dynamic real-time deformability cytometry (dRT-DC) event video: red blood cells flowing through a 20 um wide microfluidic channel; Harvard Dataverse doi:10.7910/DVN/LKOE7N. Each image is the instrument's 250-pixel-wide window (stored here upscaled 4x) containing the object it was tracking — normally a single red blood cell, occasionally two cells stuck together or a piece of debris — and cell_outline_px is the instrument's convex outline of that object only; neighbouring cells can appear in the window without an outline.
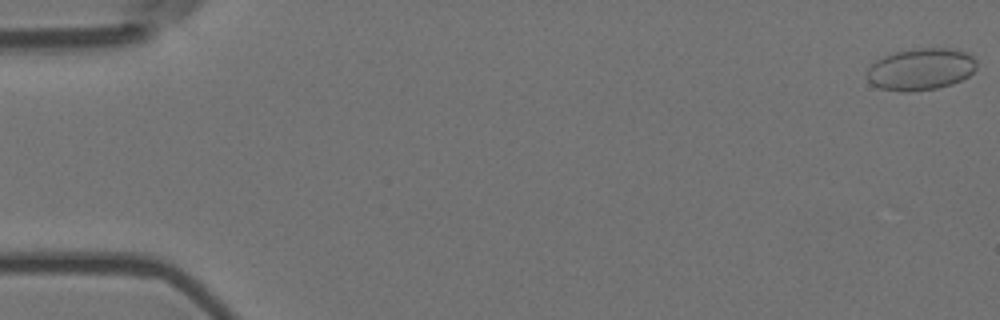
{"species": "Egyptian fruit bat (a non-hibernating species)", "species_latin": "Rousettus aegyptiacus", "temperature_condition": "room temperature", "stored_images_in_passage": 57, "camera_frame_rate_fps": 3000, "um_per_image_px": 0.085, "animal": {"sex": "female"}, "frame": {"image": 1, "passage_image": 1, "time_ms": 0.0, "image_size_px": [1000, 320], "cell_outline_px": [[976, 68], [968, 76], [952, 84], [936, 88], [908, 92], [900, 92], [880, 88], [872, 84], [868, 80], [868, 68], [876, 60], [884, 56], [896, 52], [916, 48], [948, 48], [968, 52], [976, 60]], "centroid_in_image_um": [78.28, 5.88], "position_along_channel_um": 6.7, "area_um2": 26.7}}
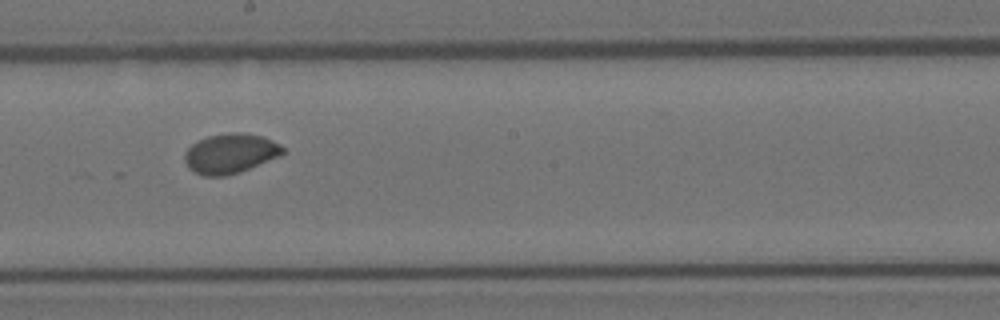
{"frame": {"image": 2, "passage_image": 32, "time_ms": 10.333, "image_size_px": [1000, 320], "cell_outline_px": [[288, 152], [280, 156], [240, 172], [224, 176], [204, 176], [188, 168], [184, 160], [184, 152], [192, 144], [208, 136], [228, 132], [240, 132], [260, 136], [272, 140], [280, 144]], "centroid_in_image_um": [19.59, 13.05], "position_along_channel_um": 228.6, "area_um2": 22.83}}
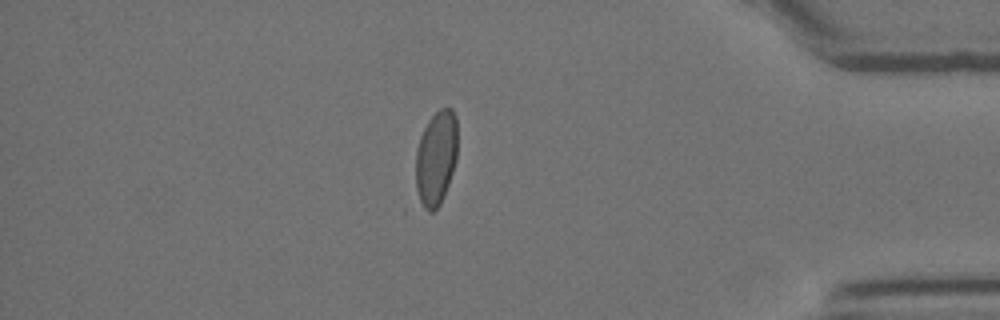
{"frame": {"image": 3, "passage_image": 49, "time_ms": 16.0, "image_size_px": [1000, 320], "cell_outline_px": [[456, 160], [444, 196], [440, 204], [432, 212], [428, 212], [420, 208], [416, 188], [416, 148], [420, 136], [428, 120], [440, 108], [452, 108], [456, 116]], "centroid_in_image_um": [37.04, 13.47], "position_along_channel_um": 398.2, "area_um2": 23.24}, "authors_computed_cell_mechanics": {"area_um2": 23.2356, "velocity_mm_per_s": 3.6032, "shape_relaxation_time_tau1_ms": 6.9973, "shape_relaxation_time_tau2_ms": null, "deformation_change_tau1": 0.0944, "deformation_change_tau2": null}}